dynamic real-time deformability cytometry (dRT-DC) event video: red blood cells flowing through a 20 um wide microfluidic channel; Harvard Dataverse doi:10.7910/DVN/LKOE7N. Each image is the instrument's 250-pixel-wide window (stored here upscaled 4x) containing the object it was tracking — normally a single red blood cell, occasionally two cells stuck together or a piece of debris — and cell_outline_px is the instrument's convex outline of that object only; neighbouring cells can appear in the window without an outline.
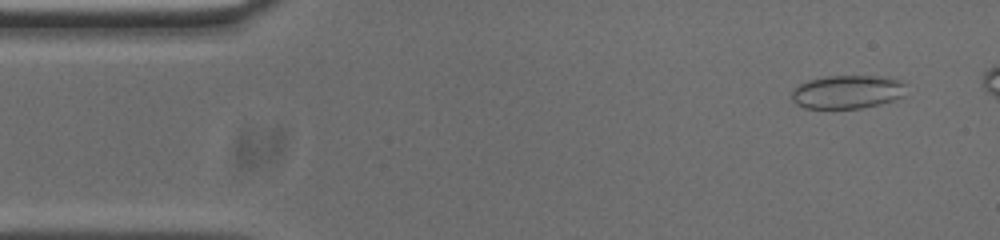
{"species": "common noctule bat (a hibernating species)", "species_latin": "Nyctalus noctula", "temperature_condition": "cold", "stored_images_in_passage": 49, "camera_frame_rate_fps": 3000, "um_per_image_px": 0.085, "animal": {"sex": "male", "body_mass_g": 20.0, "forearm_length_mm": 53.3}, "frame": {"image": 1, "passage_image": 3, "time_ms": 0.667, "image_size_px": [1000, 240], "cell_outline_px": [[908, 84], [904, 96], [880, 104], [860, 108], [804, 108], [796, 104], [792, 100], [792, 92], [800, 84], [808, 80], [824, 76], [876, 76], [900, 80]], "centroid_in_image_um": [72.05, 7.81], "position_along_channel_um": 12.9, "area_um2": 22.37}}
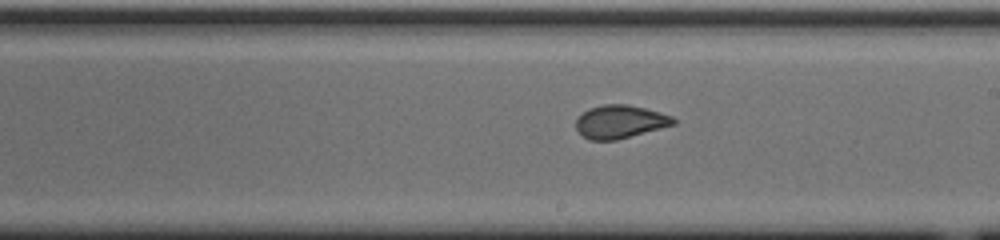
{"frame": {"image": 2, "passage_image": 28, "time_ms": 9.0, "image_size_px": [1000, 240], "cell_outline_px": [[676, 124], [616, 140], [588, 140], [576, 128], [576, 120], [588, 108], [604, 104], [628, 104], [660, 112], [672, 116], [676, 120]], "centroid_in_image_um": [52.71, 10.34], "position_along_channel_um": 236.3, "area_um2": 18.73}}
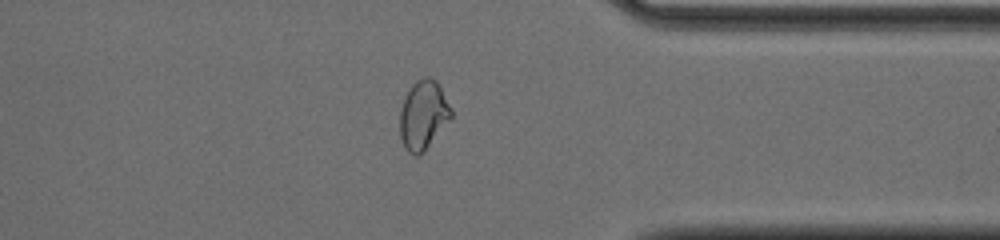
{"frame": {"image": 3, "passage_image": 40, "time_ms": 13.0, "image_size_px": [1000, 240], "cell_outline_px": [[452, 120], [424, 152], [420, 156], [412, 156], [404, 148], [400, 136], [400, 108], [412, 84], [416, 80], [424, 76], [428, 76], [436, 80], [452, 108]], "centroid_in_image_um": [36.0, 9.82], "position_along_channel_um": 375.4, "area_um2": 21.1}, "authors_computed_cell_mechanics": {"area_um2": 19.5942, "velocity_mm_per_s": 3.7498, "shape_relaxation_time_tau1_ms": 6.7185, "shape_relaxation_time_tau2_ms": 0.8426, "deformation_change_tau1": 0.1421, "deformation_change_tau2": 0.0464}}